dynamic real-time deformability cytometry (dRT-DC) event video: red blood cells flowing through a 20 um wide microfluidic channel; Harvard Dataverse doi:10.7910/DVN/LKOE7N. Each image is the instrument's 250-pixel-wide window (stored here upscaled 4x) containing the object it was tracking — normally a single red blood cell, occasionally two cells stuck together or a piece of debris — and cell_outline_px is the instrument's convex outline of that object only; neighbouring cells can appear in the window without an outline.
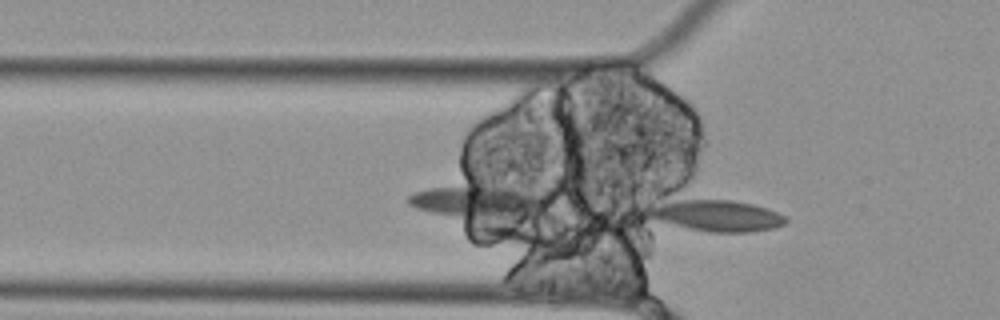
{"species": "Egyptian fruit bat (a non-hibernating species)", "species_latin": "Rousettus aegyptiacus", "temperature_condition": "cold", "stored_images_in_passage": 9, "camera_frame_rate_fps": 3000, "um_per_image_px": 0.085, "animal": {"sex": "female"}, "frame": {"image": 1, "passage_image": 7, "time_ms": 2.0, "image_size_px": [1000, 320], "cell_outline_px": [[788, 220], [784, 224], [772, 228], [752, 232], [708, 232], [688, 228], [656, 220], [652, 216], [652, 212], [656, 208], [680, 200], [732, 200], [752, 204], [768, 208], [784, 216]], "centroid_in_image_um": [61.11, 18.36], "position_along_channel_um": 64.7, "area_um2": 23.93}}
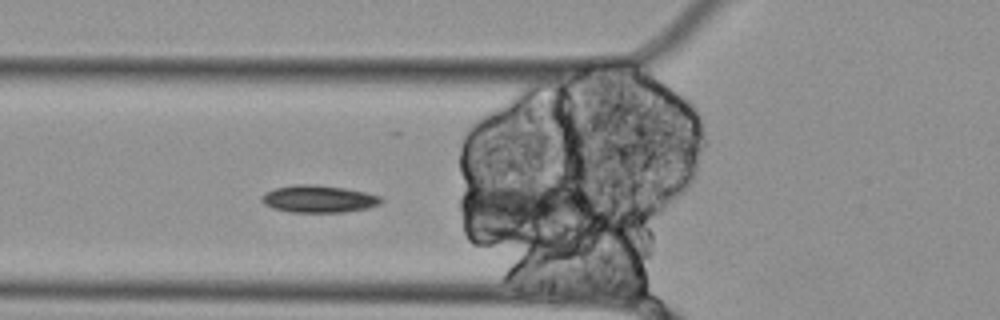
{"frame": {"image": 2, "passage_image": 8, "time_ms": 2.333, "image_size_px": [1000, 320], "cell_outline_px": [[384, 200], [380, 204], [368, 208], [344, 212], [292, 212], [276, 208], [264, 204], [260, 200], [260, 196], [276, 188], [292, 184], [316, 184], [348, 188], [380, 196]], "centroid_in_image_um": [27.11, 16.9], "position_along_channel_um": 98.7, "area_um2": 19.02}}